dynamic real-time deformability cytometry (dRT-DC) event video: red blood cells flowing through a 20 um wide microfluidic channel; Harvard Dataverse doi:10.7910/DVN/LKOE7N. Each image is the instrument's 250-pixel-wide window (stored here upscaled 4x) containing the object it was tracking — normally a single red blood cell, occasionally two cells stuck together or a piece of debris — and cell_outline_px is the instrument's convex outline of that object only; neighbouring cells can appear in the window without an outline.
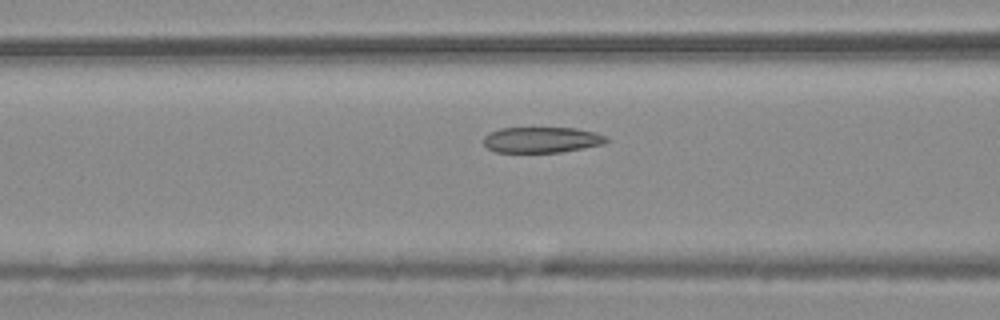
{"species": "common noctule bat (a hibernating species)", "species_latin": "Nyctalus noctula", "temperature_condition": "warm", "stored_images_in_passage": 40, "camera_frame_rate_fps": 3000, "um_per_image_px": 0.085, "animal": {"sex": "male", "body_mass_g": 20.4}, "frame": {"image": 1, "passage_image": 7, "time_ms": 2.0, "image_size_px": [1000, 320], "cell_outline_px": [[608, 140], [604, 144], [584, 148], [560, 152], [496, 152], [488, 148], [484, 144], [484, 136], [500, 128], [576, 128], [596, 132], [608, 136]], "centroid_in_image_um": [46.09, 11.88], "position_along_channel_um": 120.5, "area_um2": 18.44}}
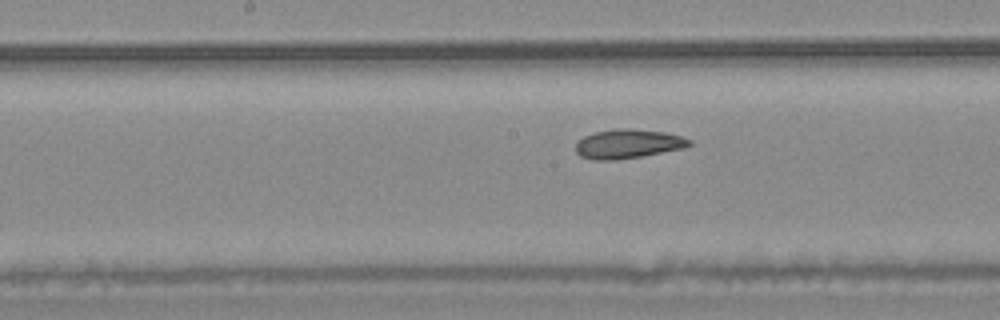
{"frame": {"image": 2, "passage_image": 13, "time_ms": 4.0, "image_size_px": [1000, 320], "cell_outline_px": [[692, 144], [684, 148], [640, 156], [616, 160], [592, 160], [580, 156], [576, 152], [576, 144], [584, 136], [596, 132], [612, 128], [628, 128], [664, 132], [680, 136], [692, 140]], "centroid_in_image_um": [53.37, 12.22], "position_along_channel_um": 194.8, "area_um2": 19.25}}
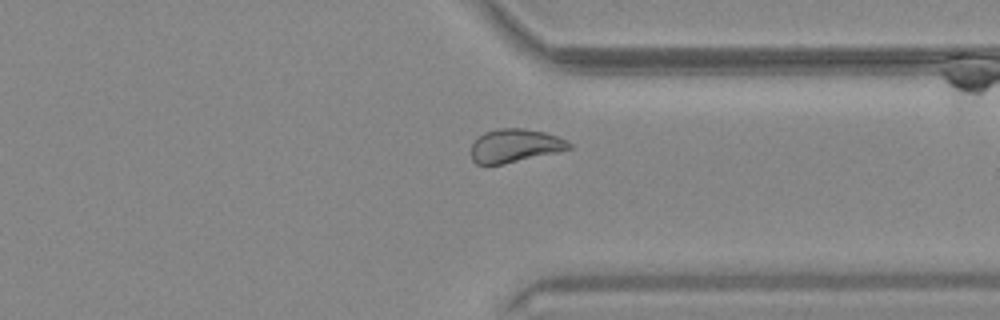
{"frame": {"image": 3, "passage_image": 27, "time_ms": 8.667, "image_size_px": [1000, 320], "cell_outline_px": [[572, 148], [556, 152], [504, 164], [476, 164], [472, 160], [472, 144], [484, 132], [496, 128], [524, 128], [544, 132], [568, 140], [572, 144]], "centroid_in_image_um": [43.78, 12.37], "position_along_channel_um": 367.6, "area_um2": 18.96}, "authors_computed_cell_mechanics": {"area_um2": 19.2763, "velocity_mm_per_s": 3.7058, "shape_relaxation_time_tau1_ms": 9.8071, "shape_relaxation_time_tau2_ms": 3.1181, "deformation_change_tau1": 0.1342, "deformation_change_tau2": 0.0578}}